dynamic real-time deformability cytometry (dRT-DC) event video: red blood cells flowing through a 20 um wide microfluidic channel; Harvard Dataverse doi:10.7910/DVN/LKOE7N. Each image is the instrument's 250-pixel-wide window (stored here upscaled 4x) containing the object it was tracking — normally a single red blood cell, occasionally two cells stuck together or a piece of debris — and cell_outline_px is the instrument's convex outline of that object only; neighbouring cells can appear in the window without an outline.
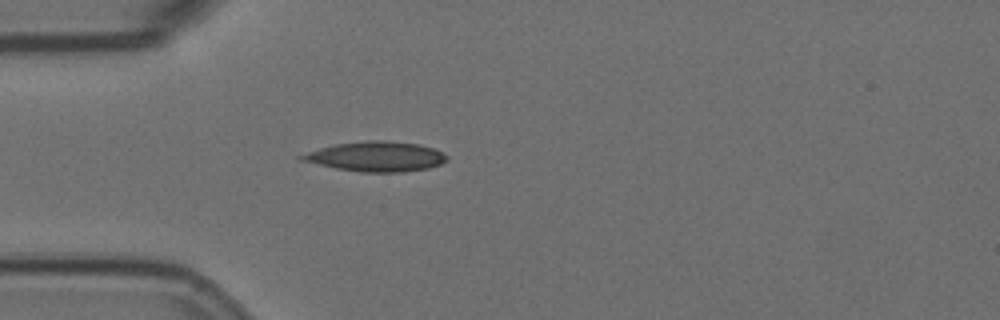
{"species": "Egyptian fruit bat (a non-hibernating species)", "species_latin": "Rousettus aegyptiacus", "temperature_condition": "room temperature", "stored_images_in_passage": 1, "camera_frame_rate_fps": 3000, "um_per_image_px": 0.085, "animal": {"sex": "female"}, "frame": {"image": 1, "passage_image": 1, "time_ms": 0.0, "image_size_px": [1000, 320], "cell_outline_px": [[448, 160], [440, 164], [428, 168], [400, 172], [360, 172], [336, 168], [296, 160], [296, 156], [320, 148], [336, 144], [368, 140], [384, 140], [416, 144], [432, 148], [444, 152], [448, 156]], "centroid_in_image_um": [31.93, 13.31], "position_along_channel_um": 53.1, "area_um2": 25.32}}